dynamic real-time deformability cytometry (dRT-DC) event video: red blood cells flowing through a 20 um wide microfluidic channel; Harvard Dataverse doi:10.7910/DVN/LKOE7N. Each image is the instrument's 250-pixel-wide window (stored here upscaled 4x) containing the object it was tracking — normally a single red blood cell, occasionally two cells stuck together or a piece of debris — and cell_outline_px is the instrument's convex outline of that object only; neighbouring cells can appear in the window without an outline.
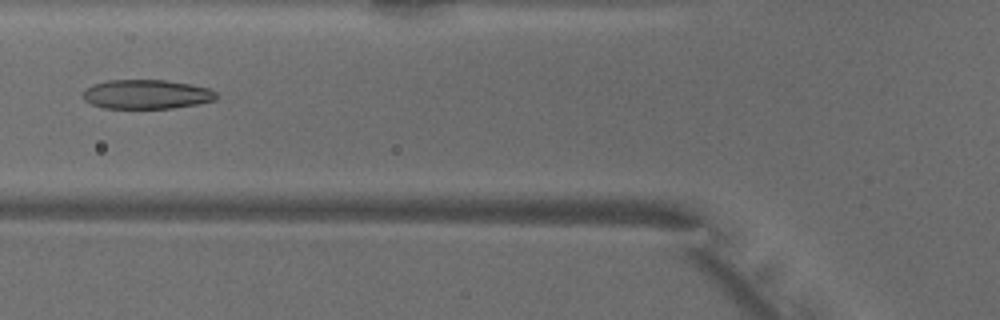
{"species": "common noctule bat (a hibernating species)", "species_latin": "Nyctalus noctula", "temperature_condition": "warm", "stored_images_in_passage": 49, "camera_frame_rate_fps": 3000, "um_per_image_px": 0.085, "animal": {"sex": "male", "body_mass_g": 18.8}, "frame": {"image": 1, "passage_image": 18, "time_ms": 5.667, "image_size_px": [1000, 320], "cell_outline_px": [[216, 100], [196, 104], [172, 108], [104, 108], [92, 104], [84, 100], [84, 88], [92, 84], [108, 80], [164, 80], [192, 84], [208, 88], [216, 92]], "centroid_in_image_um": [12.44, 8.01], "position_along_channel_um": 113.4, "area_um2": 22.72}}
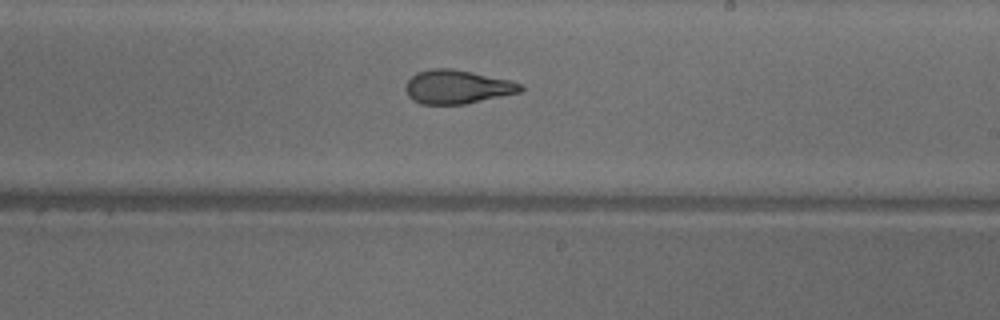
{"frame": {"image": 2, "passage_image": 28, "time_ms": 9.0, "image_size_px": [1000, 320], "cell_outline_px": [[524, 88], [520, 92], [464, 104], [420, 104], [412, 100], [408, 96], [404, 88], [408, 80], [416, 72], [432, 68], [452, 68], [512, 80], [520, 84]], "centroid_in_image_um": [38.83, 7.38], "position_along_channel_um": 250.2, "area_um2": 22.66}}
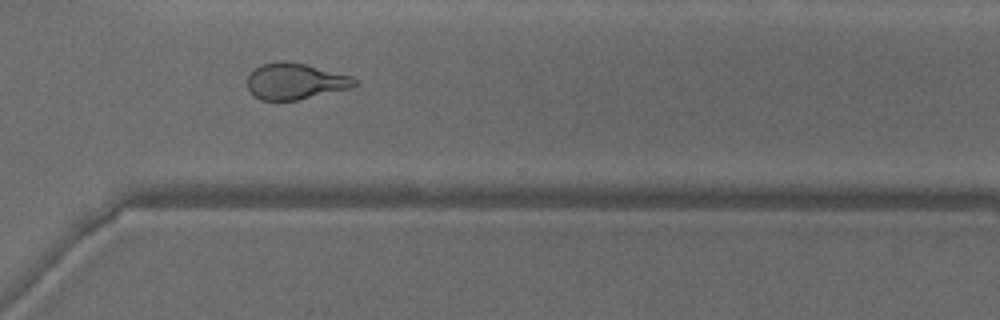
{"frame": {"image": 3, "passage_image": 35, "time_ms": 11.333, "image_size_px": [1000, 320], "cell_outline_px": [[360, 84], [352, 88], [296, 100], [260, 100], [252, 96], [248, 88], [248, 76], [256, 68], [264, 64], [280, 60], [284, 60], [304, 64], [352, 76]], "centroid_in_image_um": [25.11, 6.92], "position_along_channel_um": 345.5, "area_um2": 22.6}, "authors_computed_cell_mechanics": {"area_um2": 23.9292, "velocity_mm_per_s": 4.0945, "shape_relaxation_time_tau1_ms": 9.2804, "shape_relaxation_time_tau2_ms": 1.8804, "deformation_change_tau1": 0.2376, "deformation_change_tau2": 0.1055}}